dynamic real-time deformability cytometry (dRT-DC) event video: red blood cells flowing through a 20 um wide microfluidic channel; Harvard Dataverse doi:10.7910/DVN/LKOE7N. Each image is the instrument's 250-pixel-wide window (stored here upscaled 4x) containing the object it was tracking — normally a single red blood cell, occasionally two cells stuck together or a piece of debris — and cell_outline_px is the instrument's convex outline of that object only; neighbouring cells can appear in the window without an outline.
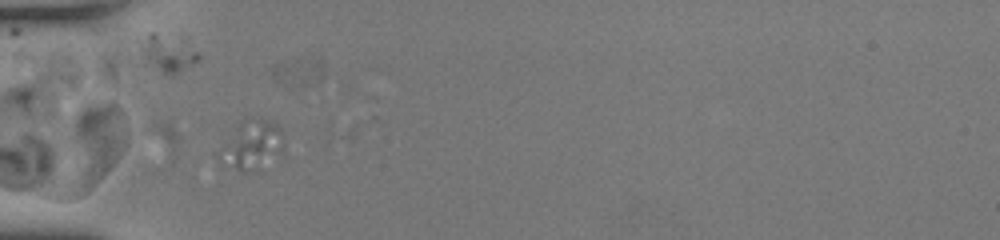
{"species": "human", "species_latin": "Homo sapiens", "temperature_condition": "room temperature", "stored_images_in_passage": 37, "camera_frame_rate_fps": 3000, "um_per_image_px": 0.085, "donor": {"sex": "female"}, "frame": {"image": 1, "passage_image": 6, "time_ms": 1.667, "image_size_px": [1000, 240], "cell_outline_px": [[284, 152], [244, 172], [240, 172], [220, 168], [212, 152], [236, 124], [240, 120], [260, 116], [276, 124], [280, 128], [284, 144]], "centroid_in_image_um": [21.2, 12.31], "position_along_channel_um": 63.8, "area_um2": 19.65}}